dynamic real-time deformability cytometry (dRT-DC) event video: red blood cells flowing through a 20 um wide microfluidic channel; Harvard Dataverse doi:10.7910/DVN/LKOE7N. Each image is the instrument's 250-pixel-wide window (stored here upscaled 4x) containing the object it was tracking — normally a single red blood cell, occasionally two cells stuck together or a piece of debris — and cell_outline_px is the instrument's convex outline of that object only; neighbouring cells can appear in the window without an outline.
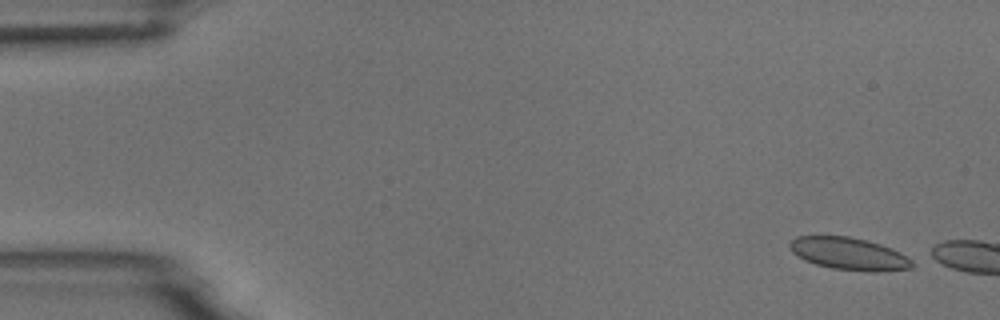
{"species": "common noctule bat (a hibernating species)", "species_latin": "Nyctalus noctula", "temperature_condition": "room temperature", "stored_images_in_passage": 2, "camera_frame_rate_fps": 3000, "um_per_image_px": 0.085, "animal": {"sex": "male", "body_mass_g": 18.8}, "frame": {"image": 1, "passage_image": 1, "time_ms": 0.0, "image_size_px": [1000, 320], "cell_outline_px": [[916, 264], [912, 268], [880, 272], [872, 272], [832, 268], [816, 264], [804, 260], [792, 252], [788, 244], [796, 236], [848, 236], [868, 240], [892, 248], [900, 252], [912, 260]], "centroid_in_image_um": [72.2, 21.57], "position_along_channel_um": 12.8, "area_um2": 23.24}}